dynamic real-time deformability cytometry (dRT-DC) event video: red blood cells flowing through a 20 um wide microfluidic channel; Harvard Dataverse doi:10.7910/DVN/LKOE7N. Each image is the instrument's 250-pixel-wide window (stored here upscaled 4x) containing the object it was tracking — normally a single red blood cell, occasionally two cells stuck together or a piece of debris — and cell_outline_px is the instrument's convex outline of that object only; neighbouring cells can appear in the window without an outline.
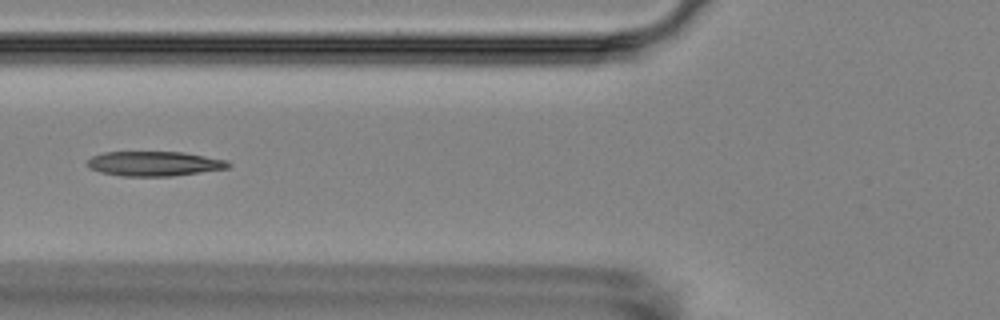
{"species": "Egyptian fruit bat (a non-hibernating species)", "species_latin": "Rousettus aegyptiacus", "temperature_condition": "room temperature", "stored_images_in_passage": 13, "segment_of_instrument_passage": [1, 2], "camera_frame_rate_fps": 3000, "um_per_image_px": 0.085, "animal": {"sex": "female"}, "frame": {"image": 1, "passage_image": 2, "time_ms": 1.333, "image_size_px": [1000, 320], "cell_outline_px": [[232, 164], [228, 168], [172, 176], [120, 176], [100, 172], [88, 168], [88, 160], [92, 156], [104, 152], [184, 152], [228, 160]], "centroid_in_image_um": [13.12, 13.91], "position_along_channel_um": 112.7, "area_um2": 20.35}}
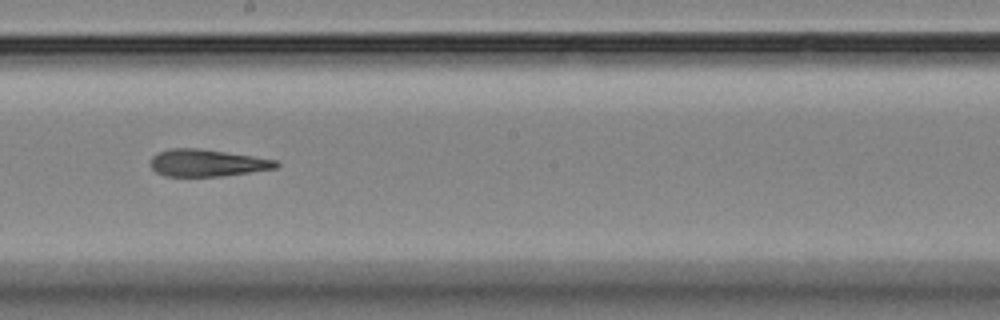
{"frame": {"image": 2, "passage_image": 5, "time_ms": 4.667, "image_size_px": [1000, 320], "cell_outline_px": [[280, 164], [276, 168], [224, 176], [164, 176], [156, 172], [148, 164], [148, 160], [156, 152], [172, 148], [196, 148], [252, 156], [276, 160]], "centroid_in_image_um": [17.53, 13.85], "position_along_channel_um": 230.7, "area_um2": 19.88}}
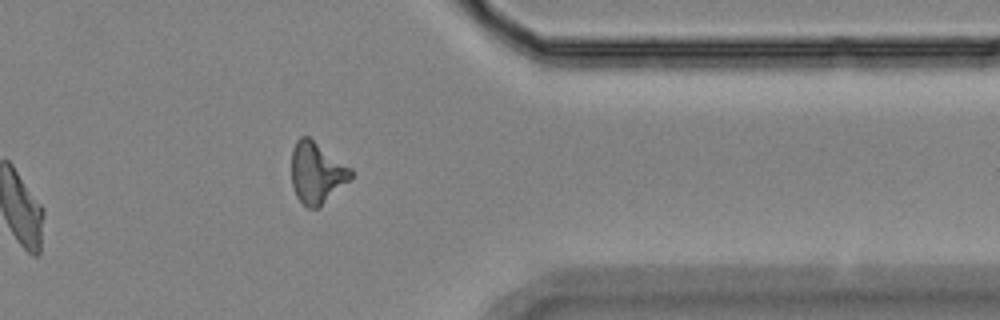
{"frame": {"image": 3, "passage_image": 9, "time_ms": 9.333, "image_size_px": [1000, 320], "cell_outline_px": [[352, 180], [320, 208], [308, 208], [296, 196], [292, 184], [292, 148], [296, 140], [300, 136], [308, 136], [352, 168]], "centroid_in_image_um": [26.95, 14.7], "position_along_channel_um": 384.4, "area_um2": 21.56}}